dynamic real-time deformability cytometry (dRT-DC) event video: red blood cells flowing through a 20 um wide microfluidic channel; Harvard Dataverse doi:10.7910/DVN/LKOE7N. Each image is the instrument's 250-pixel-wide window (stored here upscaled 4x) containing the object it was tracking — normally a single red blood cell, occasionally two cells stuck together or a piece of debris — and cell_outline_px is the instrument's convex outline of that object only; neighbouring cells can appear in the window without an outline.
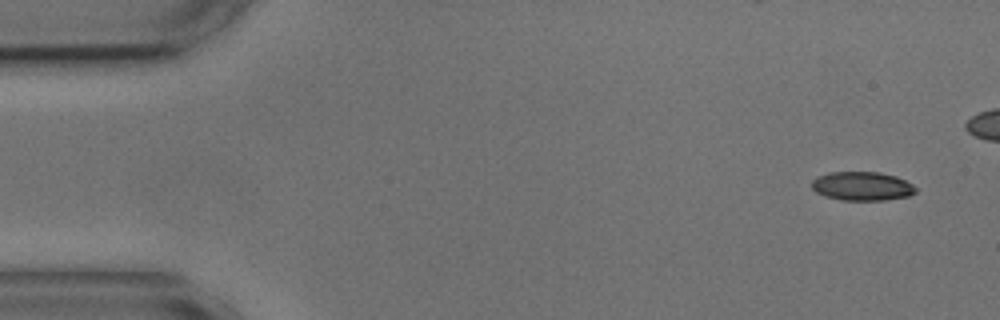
{"species": "common noctule bat (a hibernating species)", "species_latin": "Nyctalus noctula", "temperature_condition": "cold", "stored_images_in_passage": 2, "camera_frame_rate_fps": 3000, "um_per_image_px": 0.085, "animal": {"sex": "male", "body_mass_g": 17.9, "forearm_length_mm": 54.2}, "frame": {"image": 1, "passage_image": 1, "time_ms": 0.0, "image_size_px": [1000, 320], "cell_outline_px": [[916, 192], [908, 196], [884, 200], [840, 200], [816, 192], [812, 188], [812, 180], [816, 176], [828, 172], [880, 172], [896, 176], [912, 184], [916, 188]], "centroid_in_image_um": [73.27, 15.81], "position_along_channel_um": 11.7, "area_um2": 17.46}}